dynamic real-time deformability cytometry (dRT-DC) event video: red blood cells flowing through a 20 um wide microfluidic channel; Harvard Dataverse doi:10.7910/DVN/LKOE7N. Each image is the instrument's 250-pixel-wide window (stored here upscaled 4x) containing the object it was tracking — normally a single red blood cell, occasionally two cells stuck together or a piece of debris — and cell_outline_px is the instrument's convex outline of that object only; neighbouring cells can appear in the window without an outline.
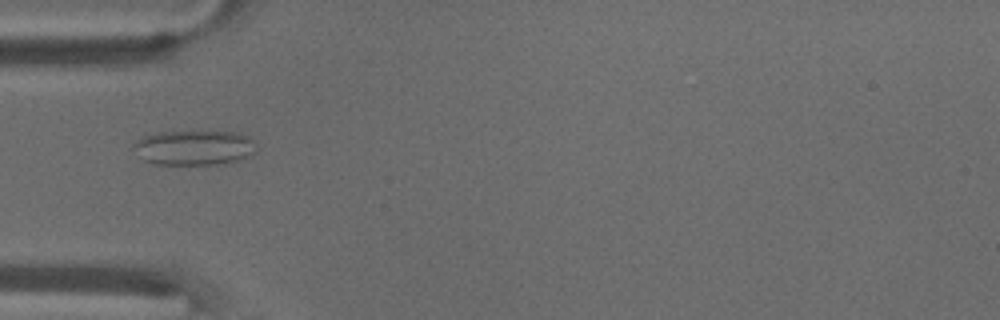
{"species": "common noctule bat (a hibernating species)", "species_latin": "Nyctalus noctula", "temperature_condition": "warm", "stored_images_in_passage": 55, "camera_frame_rate_fps": 3000, "um_per_image_px": 0.085, "animal": {"sex": "male", "body_mass_g": 18.8}, "frame": {"image": 1, "passage_image": 18, "time_ms": 5.667, "image_size_px": [1000, 320], "cell_outline_px": [[256, 152], [236, 160], [224, 164], [156, 164], [144, 160], [136, 156], [132, 148], [132, 144], [136, 140], [144, 136], [156, 132], [240, 132], [248, 136], [252, 140]], "centroid_in_image_um": [16.43, 12.55], "position_along_channel_um": 68.6, "area_um2": 24.97}}
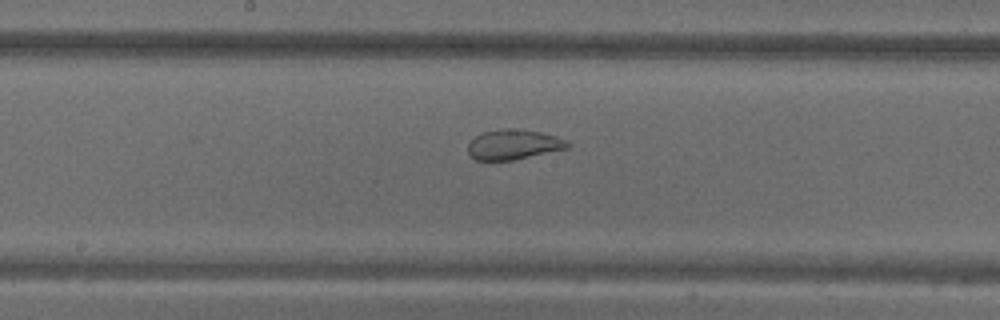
{"frame": {"image": 2, "passage_image": 29, "time_ms": 9.333, "image_size_px": [1000, 320], "cell_outline_px": [[572, 144], [568, 148], [512, 160], [476, 160], [468, 152], [468, 144], [476, 136], [484, 132], [504, 128], [512, 128], [540, 132], [556, 136], [568, 140]], "centroid_in_image_um": [43.68, 12.28], "position_along_channel_um": 204.5, "area_um2": 17.28}}
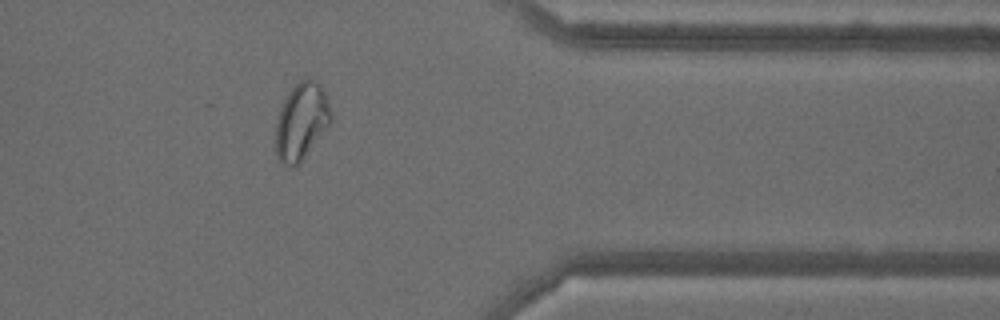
{"frame": {"image": 3, "passage_image": 45, "time_ms": 14.667, "image_size_px": [1000, 320], "cell_outline_px": [[332, 120], [300, 164], [296, 168], [288, 168], [280, 164], [276, 156], [276, 124], [280, 108], [288, 92], [300, 80], [316, 80], [320, 84], [324, 92], [332, 116]], "centroid_in_image_um": [25.59, 10.39], "position_along_channel_um": 385.8, "area_um2": 24.8}, "authors_computed_cell_mechanics": {"area_um2": 24.9696, "velocity_mm_per_s": 3.6813, "shape_relaxation_time_tau1_ms": null, "shape_relaxation_time_tau2_ms": 0.9007, "deformation_change_tau1": null, "deformation_change_tau2": 0.0626}}